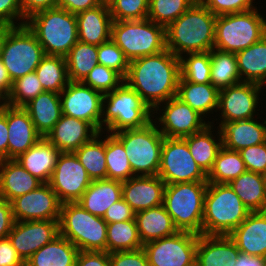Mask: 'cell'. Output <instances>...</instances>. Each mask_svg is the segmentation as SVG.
<instances>
[{"label":"cell","mask_w":266,"mask_h":266,"mask_svg":"<svg viewBox=\"0 0 266 266\" xmlns=\"http://www.w3.org/2000/svg\"><path fill=\"white\" fill-rule=\"evenodd\" d=\"M180 57L166 49L129 62L124 81L153 111L159 104L177 96Z\"/></svg>","instance_id":"6da1fadb"},{"label":"cell","mask_w":266,"mask_h":266,"mask_svg":"<svg viewBox=\"0 0 266 266\" xmlns=\"http://www.w3.org/2000/svg\"><path fill=\"white\" fill-rule=\"evenodd\" d=\"M216 17L197 0L166 28V48L177 57L214 49Z\"/></svg>","instance_id":"7a4b0ae2"},{"label":"cell","mask_w":266,"mask_h":266,"mask_svg":"<svg viewBox=\"0 0 266 266\" xmlns=\"http://www.w3.org/2000/svg\"><path fill=\"white\" fill-rule=\"evenodd\" d=\"M153 111L125 81L102 100L101 132L139 129L152 122Z\"/></svg>","instance_id":"3957f363"},{"label":"cell","mask_w":266,"mask_h":266,"mask_svg":"<svg viewBox=\"0 0 266 266\" xmlns=\"http://www.w3.org/2000/svg\"><path fill=\"white\" fill-rule=\"evenodd\" d=\"M25 25L36 36L45 55L65 57L79 41L76 14L52 8L37 12Z\"/></svg>","instance_id":"277c9868"},{"label":"cell","mask_w":266,"mask_h":266,"mask_svg":"<svg viewBox=\"0 0 266 266\" xmlns=\"http://www.w3.org/2000/svg\"><path fill=\"white\" fill-rule=\"evenodd\" d=\"M228 184L208 183L203 209V235H229L250 214Z\"/></svg>","instance_id":"5b68a950"},{"label":"cell","mask_w":266,"mask_h":266,"mask_svg":"<svg viewBox=\"0 0 266 266\" xmlns=\"http://www.w3.org/2000/svg\"><path fill=\"white\" fill-rule=\"evenodd\" d=\"M59 234L79 251H106V221L86 211L78 202L61 204Z\"/></svg>","instance_id":"8992f818"},{"label":"cell","mask_w":266,"mask_h":266,"mask_svg":"<svg viewBox=\"0 0 266 266\" xmlns=\"http://www.w3.org/2000/svg\"><path fill=\"white\" fill-rule=\"evenodd\" d=\"M207 186L208 182H185L165 186L163 205L178 231L202 234Z\"/></svg>","instance_id":"52a82bcc"},{"label":"cell","mask_w":266,"mask_h":266,"mask_svg":"<svg viewBox=\"0 0 266 266\" xmlns=\"http://www.w3.org/2000/svg\"><path fill=\"white\" fill-rule=\"evenodd\" d=\"M259 10L217 16L214 49L236 53L258 42L266 34V17Z\"/></svg>","instance_id":"ba28073f"},{"label":"cell","mask_w":266,"mask_h":266,"mask_svg":"<svg viewBox=\"0 0 266 266\" xmlns=\"http://www.w3.org/2000/svg\"><path fill=\"white\" fill-rule=\"evenodd\" d=\"M111 39L130 61L166 50V28L148 18L113 21Z\"/></svg>","instance_id":"9c48e42d"},{"label":"cell","mask_w":266,"mask_h":266,"mask_svg":"<svg viewBox=\"0 0 266 266\" xmlns=\"http://www.w3.org/2000/svg\"><path fill=\"white\" fill-rule=\"evenodd\" d=\"M112 134L124 146L134 176L158 175L164 136L153 121L143 128Z\"/></svg>","instance_id":"30bf717a"},{"label":"cell","mask_w":266,"mask_h":266,"mask_svg":"<svg viewBox=\"0 0 266 266\" xmlns=\"http://www.w3.org/2000/svg\"><path fill=\"white\" fill-rule=\"evenodd\" d=\"M44 56L43 47L26 25L11 27L7 31L0 59L12 82L35 72Z\"/></svg>","instance_id":"8fae6325"},{"label":"cell","mask_w":266,"mask_h":266,"mask_svg":"<svg viewBox=\"0 0 266 266\" xmlns=\"http://www.w3.org/2000/svg\"><path fill=\"white\" fill-rule=\"evenodd\" d=\"M158 176L166 185L207 182V174L194 161L183 138L164 137Z\"/></svg>","instance_id":"7c38bea8"},{"label":"cell","mask_w":266,"mask_h":266,"mask_svg":"<svg viewBox=\"0 0 266 266\" xmlns=\"http://www.w3.org/2000/svg\"><path fill=\"white\" fill-rule=\"evenodd\" d=\"M152 118L158 130L168 138H184L202 131L210 124L177 96L159 104L153 110Z\"/></svg>","instance_id":"4fadbf2b"},{"label":"cell","mask_w":266,"mask_h":266,"mask_svg":"<svg viewBox=\"0 0 266 266\" xmlns=\"http://www.w3.org/2000/svg\"><path fill=\"white\" fill-rule=\"evenodd\" d=\"M266 89L261 85L255 83L241 82L234 86L219 90V100L217 112L221 115L219 118H212L210 124L214 122L220 126L223 122H232L236 120H247L260 116L258 106L262 97H259L266 92ZM262 98V100H261ZM221 112V113H220ZM220 121H219V120Z\"/></svg>","instance_id":"5bb4252c"},{"label":"cell","mask_w":266,"mask_h":266,"mask_svg":"<svg viewBox=\"0 0 266 266\" xmlns=\"http://www.w3.org/2000/svg\"><path fill=\"white\" fill-rule=\"evenodd\" d=\"M198 236L192 232L176 234L143 245L149 266H186L196 259Z\"/></svg>","instance_id":"9a60e30c"},{"label":"cell","mask_w":266,"mask_h":266,"mask_svg":"<svg viewBox=\"0 0 266 266\" xmlns=\"http://www.w3.org/2000/svg\"><path fill=\"white\" fill-rule=\"evenodd\" d=\"M91 182L92 179L73 152L59 154L49 184L61 203L77 202Z\"/></svg>","instance_id":"2e32d148"},{"label":"cell","mask_w":266,"mask_h":266,"mask_svg":"<svg viewBox=\"0 0 266 266\" xmlns=\"http://www.w3.org/2000/svg\"><path fill=\"white\" fill-rule=\"evenodd\" d=\"M62 114L91 123L101 132L104 95L82 82H72L59 93Z\"/></svg>","instance_id":"e0dca14e"},{"label":"cell","mask_w":266,"mask_h":266,"mask_svg":"<svg viewBox=\"0 0 266 266\" xmlns=\"http://www.w3.org/2000/svg\"><path fill=\"white\" fill-rule=\"evenodd\" d=\"M14 221L59 220L61 202L49 183L11 202Z\"/></svg>","instance_id":"ac0fdd59"},{"label":"cell","mask_w":266,"mask_h":266,"mask_svg":"<svg viewBox=\"0 0 266 266\" xmlns=\"http://www.w3.org/2000/svg\"><path fill=\"white\" fill-rule=\"evenodd\" d=\"M59 220L14 221L8 238L26 262L36 251L59 236Z\"/></svg>","instance_id":"d6986e66"},{"label":"cell","mask_w":266,"mask_h":266,"mask_svg":"<svg viewBox=\"0 0 266 266\" xmlns=\"http://www.w3.org/2000/svg\"><path fill=\"white\" fill-rule=\"evenodd\" d=\"M165 182L158 176H134L122 182V198L136 213L163 204Z\"/></svg>","instance_id":"ffe728a7"},{"label":"cell","mask_w":266,"mask_h":266,"mask_svg":"<svg viewBox=\"0 0 266 266\" xmlns=\"http://www.w3.org/2000/svg\"><path fill=\"white\" fill-rule=\"evenodd\" d=\"M98 133L91 123L62 114L45 138L60 152L72 153Z\"/></svg>","instance_id":"44dd1931"},{"label":"cell","mask_w":266,"mask_h":266,"mask_svg":"<svg viewBox=\"0 0 266 266\" xmlns=\"http://www.w3.org/2000/svg\"><path fill=\"white\" fill-rule=\"evenodd\" d=\"M8 159H17L43 138L23 107H7Z\"/></svg>","instance_id":"7402d4cb"},{"label":"cell","mask_w":266,"mask_h":266,"mask_svg":"<svg viewBox=\"0 0 266 266\" xmlns=\"http://www.w3.org/2000/svg\"><path fill=\"white\" fill-rule=\"evenodd\" d=\"M261 116L247 120L223 122L218 126L222 133V143L227 149L240 151L243 148L266 142V120ZM260 119V120H258Z\"/></svg>","instance_id":"603a6c76"},{"label":"cell","mask_w":266,"mask_h":266,"mask_svg":"<svg viewBox=\"0 0 266 266\" xmlns=\"http://www.w3.org/2000/svg\"><path fill=\"white\" fill-rule=\"evenodd\" d=\"M229 236L241 253L266 258V211L251 212Z\"/></svg>","instance_id":"cb8c5ba5"},{"label":"cell","mask_w":266,"mask_h":266,"mask_svg":"<svg viewBox=\"0 0 266 266\" xmlns=\"http://www.w3.org/2000/svg\"><path fill=\"white\" fill-rule=\"evenodd\" d=\"M240 251L229 235H199L196 260L199 266H234Z\"/></svg>","instance_id":"d4e9b609"},{"label":"cell","mask_w":266,"mask_h":266,"mask_svg":"<svg viewBox=\"0 0 266 266\" xmlns=\"http://www.w3.org/2000/svg\"><path fill=\"white\" fill-rule=\"evenodd\" d=\"M78 40L99 46L111 39L112 17L109 7L98 5L76 14Z\"/></svg>","instance_id":"484cf974"},{"label":"cell","mask_w":266,"mask_h":266,"mask_svg":"<svg viewBox=\"0 0 266 266\" xmlns=\"http://www.w3.org/2000/svg\"><path fill=\"white\" fill-rule=\"evenodd\" d=\"M42 184V181L32 176L15 159L0 160V197L11 202Z\"/></svg>","instance_id":"4316f807"},{"label":"cell","mask_w":266,"mask_h":266,"mask_svg":"<svg viewBox=\"0 0 266 266\" xmlns=\"http://www.w3.org/2000/svg\"><path fill=\"white\" fill-rule=\"evenodd\" d=\"M61 152L45 137L15 159L32 176L49 183Z\"/></svg>","instance_id":"83f0119b"},{"label":"cell","mask_w":266,"mask_h":266,"mask_svg":"<svg viewBox=\"0 0 266 266\" xmlns=\"http://www.w3.org/2000/svg\"><path fill=\"white\" fill-rule=\"evenodd\" d=\"M215 125L208 124L202 131L183 138L194 161L206 174L212 169L216 156L223 146L221 130L218 126L215 129Z\"/></svg>","instance_id":"f1b7e54d"},{"label":"cell","mask_w":266,"mask_h":266,"mask_svg":"<svg viewBox=\"0 0 266 266\" xmlns=\"http://www.w3.org/2000/svg\"><path fill=\"white\" fill-rule=\"evenodd\" d=\"M177 97L187 103L193 110L197 111L205 119L214 114L215 117L220 115L217 113L219 90L211 83H192L185 81L181 76L178 82ZM216 115H215V113Z\"/></svg>","instance_id":"f546056e"},{"label":"cell","mask_w":266,"mask_h":266,"mask_svg":"<svg viewBox=\"0 0 266 266\" xmlns=\"http://www.w3.org/2000/svg\"><path fill=\"white\" fill-rule=\"evenodd\" d=\"M23 109L29 114L37 132L46 137L62 116L60 94L45 91L25 104Z\"/></svg>","instance_id":"4dcf8cb0"},{"label":"cell","mask_w":266,"mask_h":266,"mask_svg":"<svg viewBox=\"0 0 266 266\" xmlns=\"http://www.w3.org/2000/svg\"><path fill=\"white\" fill-rule=\"evenodd\" d=\"M120 199H122V182L101 179L92 180L77 202L91 214L103 217L107 209Z\"/></svg>","instance_id":"1f68e13d"},{"label":"cell","mask_w":266,"mask_h":266,"mask_svg":"<svg viewBox=\"0 0 266 266\" xmlns=\"http://www.w3.org/2000/svg\"><path fill=\"white\" fill-rule=\"evenodd\" d=\"M135 221L143 245L178 232L163 204L136 212Z\"/></svg>","instance_id":"d6a6232c"},{"label":"cell","mask_w":266,"mask_h":266,"mask_svg":"<svg viewBox=\"0 0 266 266\" xmlns=\"http://www.w3.org/2000/svg\"><path fill=\"white\" fill-rule=\"evenodd\" d=\"M242 82L266 86V34L255 44L235 53Z\"/></svg>","instance_id":"836d02e7"},{"label":"cell","mask_w":266,"mask_h":266,"mask_svg":"<svg viewBox=\"0 0 266 266\" xmlns=\"http://www.w3.org/2000/svg\"><path fill=\"white\" fill-rule=\"evenodd\" d=\"M78 252L74 244L59 235L36 251L25 266H75Z\"/></svg>","instance_id":"e575fe53"},{"label":"cell","mask_w":266,"mask_h":266,"mask_svg":"<svg viewBox=\"0 0 266 266\" xmlns=\"http://www.w3.org/2000/svg\"><path fill=\"white\" fill-rule=\"evenodd\" d=\"M228 185L250 212L266 211V192L262 174L246 170Z\"/></svg>","instance_id":"d590c367"},{"label":"cell","mask_w":266,"mask_h":266,"mask_svg":"<svg viewBox=\"0 0 266 266\" xmlns=\"http://www.w3.org/2000/svg\"><path fill=\"white\" fill-rule=\"evenodd\" d=\"M104 133L99 132L92 140L73 152L92 180L107 179Z\"/></svg>","instance_id":"8d00e7d4"},{"label":"cell","mask_w":266,"mask_h":266,"mask_svg":"<svg viewBox=\"0 0 266 266\" xmlns=\"http://www.w3.org/2000/svg\"><path fill=\"white\" fill-rule=\"evenodd\" d=\"M211 84L218 90L241 83L235 53L216 49L210 51Z\"/></svg>","instance_id":"74e56055"},{"label":"cell","mask_w":266,"mask_h":266,"mask_svg":"<svg viewBox=\"0 0 266 266\" xmlns=\"http://www.w3.org/2000/svg\"><path fill=\"white\" fill-rule=\"evenodd\" d=\"M35 73L47 92L60 93L70 82L63 56L45 55Z\"/></svg>","instance_id":"f35d334b"},{"label":"cell","mask_w":266,"mask_h":266,"mask_svg":"<svg viewBox=\"0 0 266 266\" xmlns=\"http://www.w3.org/2000/svg\"><path fill=\"white\" fill-rule=\"evenodd\" d=\"M69 80L82 82L98 64V46L78 41L65 56Z\"/></svg>","instance_id":"ab89813d"},{"label":"cell","mask_w":266,"mask_h":266,"mask_svg":"<svg viewBox=\"0 0 266 266\" xmlns=\"http://www.w3.org/2000/svg\"><path fill=\"white\" fill-rule=\"evenodd\" d=\"M143 248L135 218L127 221L107 224L108 253L117 251H133Z\"/></svg>","instance_id":"60d3db41"},{"label":"cell","mask_w":266,"mask_h":266,"mask_svg":"<svg viewBox=\"0 0 266 266\" xmlns=\"http://www.w3.org/2000/svg\"><path fill=\"white\" fill-rule=\"evenodd\" d=\"M246 171L239 151L222 146L216 156L212 169L207 174L208 183L228 184Z\"/></svg>","instance_id":"b9f144b4"},{"label":"cell","mask_w":266,"mask_h":266,"mask_svg":"<svg viewBox=\"0 0 266 266\" xmlns=\"http://www.w3.org/2000/svg\"><path fill=\"white\" fill-rule=\"evenodd\" d=\"M105 156L107 179L127 181L134 177L129 159L122 143L110 133L105 132Z\"/></svg>","instance_id":"7bdbcfd3"},{"label":"cell","mask_w":266,"mask_h":266,"mask_svg":"<svg viewBox=\"0 0 266 266\" xmlns=\"http://www.w3.org/2000/svg\"><path fill=\"white\" fill-rule=\"evenodd\" d=\"M210 51L186 53L180 57V74L185 81L211 83Z\"/></svg>","instance_id":"ee69618b"},{"label":"cell","mask_w":266,"mask_h":266,"mask_svg":"<svg viewBox=\"0 0 266 266\" xmlns=\"http://www.w3.org/2000/svg\"><path fill=\"white\" fill-rule=\"evenodd\" d=\"M197 0H149L147 18L167 28Z\"/></svg>","instance_id":"f6af8a7d"},{"label":"cell","mask_w":266,"mask_h":266,"mask_svg":"<svg viewBox=\"0 0 266 266\" xmlns=\"http://www.w3.org/2000/svg\"><path fill=\"white\" fill-rule=\"evenodd\" d=\"M43 92L45 91L36 73L26 74L13 81L12 89L8 95L9 106L23 107Z\"/></svg>","instance_id":"bcb514c9"},{"label":"cell","mask_w":266,"mask_h":266,"mask_svg":"<svg viewBox=\"0 0 266 266\" xmlns=\"http://www.w3.org/2000/svg\"><path fill=\"white\" fill-rule=\"evenodd\" d=\"M123 81L124 79L116 71L97 64L82 83L104 95L114 91Z\"/></svg>","instance_id":"7dc6e473"},{"label":"cell","mask_w":266,"mask_h":266,"mask_svg":"<svg viewBox=\"0 0 266 266\" xmlns=\"http://www.w3.org/2000/svg\"><path fill=\"white\" fill-rule=\"evenodd\" d=\"M98 64L116 71L123 79L129 70V60L112 39L98 46Z\"/></svg>","instance_id":"c3c4849f"},{"label":"cell","mask_w":266,"mask_h":266,"mask_svg":"<svg viewBox=\"0 0 266 266\" xmlns=\"http://www.w3.org/2000/svg\"><path fill=\"white\" fill-rule=\"evenodd\" d=\"M113 21L146 19L149 0H116L109 7Z\"/></svg>","instance_id":"681fc988"},{"label":"cell","mask_w":266,"mask_h":266,"mask_svg":"<svg viewBox=\"0 0 266 266\" xmlns=\"http://www.w3.org/2000/svg\"><path fill=\"white\" fill-rule=\"evenodd\" d=\"M215 16L244 12L256 8L255 0H199ZM254 3V4H253Z\"/></svg>","instance_id":"f907efd6"},{"label":"cell","mask_w":266,"mask_h":266,"mask_svg":"<svg viewBox=\"0 0 266 266\" xmlns=\"http://www.w3.org/2000/svg\"><path fill=\"white\" fill-rule=\"evenodd\" d=\"M246 170L263 174L266 171V142L239 151Z\"/></svg>","instance_id":"816d5d0a"},{"label":"cell","mask_w":266,"mask_h":266,"mask_svg":"<svg viewBox=\"0 0 266 266\" xmlns=\"http://www.w3.org/2000/svg\"><path fill=\"white\" fill-rule=\"evenodd\" d=\"M111 266H149L143 248L133 251H117L109 253Z\"/></svg>","instance_id":"f5cc1de1"},{"label":"cell","mask_w":266,"mask_h":266,"mask_svg":"<svg viewBox=\"0 0 266 266\" xmlns=\"http://www.w3.org/2000/svg\"><path fill=\"white\" fill-rule=\"evenodd\" d=\"M25 22L19 0H0V24L15 27Z\"/></svg>","instance_id":"db71d44e"},{"label":"cell","mask_w":266,"mask_h":266,"mask_svg":"<svg viewBox=\"0 0 266 266\" xmlns=\"http://www.w3.org/2000/svg\"><path fill=\"white\" fill-rule=\"evenodd\" d=\"M134 218L135 212L123 198L112 204L103 216V219L106 221L107 224L132 220Z\"/></svg>","instance_id":"11a10c76"},{"label":"cell","mask_w":266,"mask_h":266,"mask_svg":"<svg viewBox=\"0 0 266 266\" xmlns=\"http://www.w3.org/2000/svg\"><path fill=\"white\" fill-rule=\"evenodd\" d=\"M75 266H111L107 251H79Z\"/></svg>","instance_id":"9f6ffc18"},{"label":"cell","mask_w":266,"mask_h":266,"mask_svg":"<svg viewBox=\"0 0 266 266\" xmlns=\"http://www.w3.org/2000/svg\"><path fill=\"white\" fill-rule=\"evenodd\" d=\"M0 266H25L8 237L0 238Z\"/></svg>","instance_id":"6f0895ef"},{"label":"cell","mask_w":266,"mask_h":266,"mask_svg":"<svg viewBox=\"0 0 266 266\" xmlns=\"http://www.w3.org/2000/svg\"><path fill=\"white\" fill-rule=\"evenodd\" d=\"M19 3L25 19L37 12L57 7V0H19Z\"/></svg>","instance_id":"680465c9"},{"label":"cell","mask_w":266,"mask_h":266,"mask_svg":"<svg viewBox=\"0 0 266 266\" xmlns=\"http://www.w3.org/2000/svg\"><path fill=\"white\" fill-rule=\"evenodd\" d=\"M13 224L14 218L11 203L0 197V238L8 237Z\"/></svg>","instance_id":"91938a15"},{"label":"cell","mask_w":266,"mask_h":266,"mask_svg":"<svg viewBox=\"0 0 266 266\" xmlns=\"http://www.w3.org/2000/svg\"><path fill=\"white\" fill-rule=\"evenodd\" d=\"M98 5H100L99 0H57L58 8L73 14L92 9Z\"/></svg>","instance_id":"94428289"},{"label":"cell","mask_w":266,"mask_h":266,"mask_svg":"<svg viewBox=\"0 0 266 266\" xmlns=\"http://www.w3.org/2000/svg\"><path fill=\"white\" fill-rule=\"evenodd\" d=\"M7 107L0 111V160L8 159Z\"/></svg>","instance_id":"6125c7cd"},{"label":"cell","mask_w":266,"mask_h":266,"mask_svg":"<svg viewBox=\"0 0 266 266\" xmlns=\"http://www.w3.org/2000/svg\"><path fill=\"white\" fill-rule=\"evenodd\" d=\"M234 266H266V258L240 252Z\"/></svg>","instance_id":"be15d7a7"},{"label":"cell","mask_w":266,"mask_h":266,"mask_svg":"<svg viewBox=\"0 0 266 266\" xmlns=\"http://www.w3.org/2000/svg\"><path fill=\"white\" fill-rule=\"evenodd\" d=\"M13 82L5 68L2 60L0 59V88L7 94H10Z\"/></svg>","instance_id":"e7e4bbea"},{"label":"cell","mask_w":266,"mask_h":266,"mask_svg":"<svg viewBox=\"0 0 266 266\" xmlns=\"http://www.w3.org/2000/svg\"><path fill=\"white\" fill-rule=\"evenodd\" d=\"M10 28H11V26H8L5 24H0V58H1V50H2L3 41L5 39L7 31Z\"/></svg>","instance_id":"03108f58"},{"label":"cell","mask_w":266,"mask_h":266,"mask_svg":"<svg viewBox=\"0 0 266 266\" xmlns=\"http://www.w3.org/2000/svg\"><path fill=\"white\" fill-rule=\"evenodd\" d=\"M8 106V95L0 88V111Z\"/></svg>","instance_id":"003e7915"},{"label":"cell","mask_w":266,"mask_h":266,"mask_svg":"<svg viewBox=\"0 0 266 266\" xmlns=\"http://www.w3.org/2000/svg\"><path fill=\"white\" fill-rule=\"evenodd\" d=\"M116 0H99L100 5L110 7Z\"/></svg>","instance_id":"a7ac6f4b"},{"label":"cell","mask_w":266,"mask_h":266,"mask_svg":"<svg viewBox=\"0 0 266 266\" xmlns=\"http://www.w3.org/2000/svg\"><path fill=\"white\" fill-rule=\"evenodd\" d=\"M262 177H263V183H264V188L266 192V171L262 174Z\"/></svg>","instance_id":"89a4df30"},{"label":"cell","mask_w":266,"mask_h":266,"mask_svg":"<svg viewBox=\"0 0 266 266\" xmlns=\"http://www.w3.org/2000/svg\"><path fill=\"white\" fill-rule=\"evenodd\" d=\"M186 266H199V263L197 262V260L195 259L193 262H191L190 264L186 265Z\"/></svg>","instance_id":"2644e50d"}]
</instances>
